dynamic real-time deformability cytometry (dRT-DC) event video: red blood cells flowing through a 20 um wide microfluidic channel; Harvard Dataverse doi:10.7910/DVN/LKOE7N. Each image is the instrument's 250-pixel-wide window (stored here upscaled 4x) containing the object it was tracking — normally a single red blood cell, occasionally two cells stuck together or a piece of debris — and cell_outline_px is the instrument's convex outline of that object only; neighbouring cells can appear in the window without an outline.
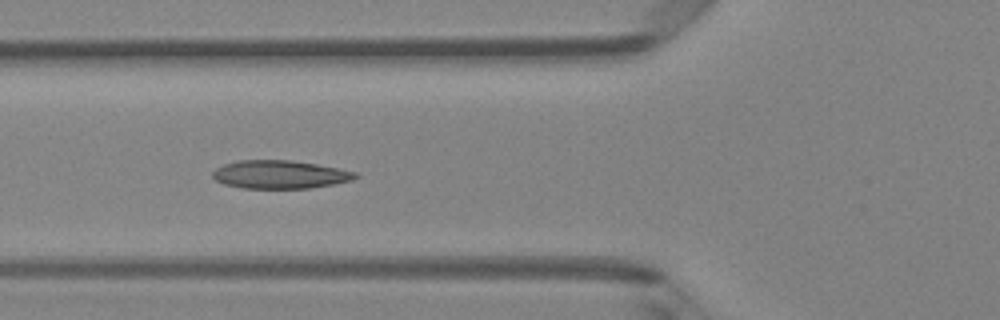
{"species": "Egyptian fruit bat (a non-hibernating species)", "species_latin": "Rousettus aegyptiacus", "temperature_condition": "room temperature", "stored_images_in_passage": 8, "camera_frame_rate_fps": 3000, "um_per_image_px": 0.085, "animal": {"sex": "female"}, "frame": {"image": 1, "passage_image": 6, "time_ms": 1.667, "image_size_px": [1000, 320], "cell_outline_px": [[360, 176], [352, 180], [332, 184], [308, 188], [244, 188], [224, 184], [216, 180], [212, 176], [212, 172], [216, 168], [224, 164], [236, 160], [292, 160], [316, 164], [356, 172]], "centroid_in_image_um": [23.77, 14.82], "position_along_channel_um": 102.0, "area_um2": 23.35}}
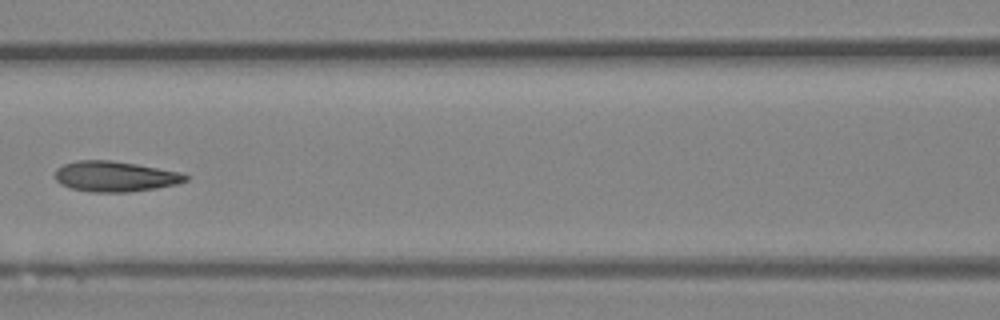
{"frame": {"image": 2, "passage_image": 7, "time_ms": 2.0, "image_size_px": [1000, 320], "cell_outline_px": [[188, 180], [176, 184], [156, 188], [128, 192], [92, 192], [68, 188], [60, 184], [56, 180], [56, 168], [64, 164], [76, 160], [112, 160], [136, 164], [180, 172], [188, 176]], "centroid_in_image_um": [9.75, 15.0], "position_along_channel_um": 156.8, "area_um2": 23.18}}
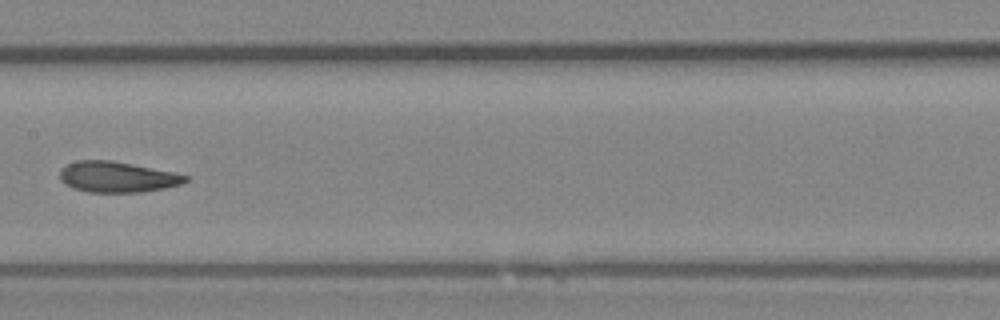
{"frame": {"image": 3, "passage_image": 8, "time_ms": 2.333, "image_size_px": [1000, 320], "cell_outline_px": [[188, 180], [180, 184], [164, 188], [140, 192], [88, 192], [72, 188], [64, 184], [60, 180], [60, 168], [76, 160], [112, 160], [172, 172], [188, 176]], "centroid_in_image_um": [9.9, 15.04], "position_along_channel_um": 197.5, "area_um2": 22.43}}